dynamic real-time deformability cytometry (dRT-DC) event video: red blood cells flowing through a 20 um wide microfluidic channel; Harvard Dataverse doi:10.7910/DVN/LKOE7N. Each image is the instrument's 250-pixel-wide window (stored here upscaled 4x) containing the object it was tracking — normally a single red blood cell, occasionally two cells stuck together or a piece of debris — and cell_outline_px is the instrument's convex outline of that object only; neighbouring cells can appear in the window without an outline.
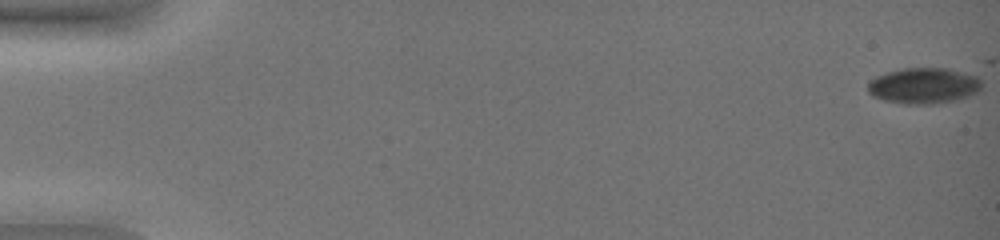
{"species": "common noctule bat (a hibernating species)", "species_latin": "Nyctalus noctula", "temperature_condition": "warm", "stored_images_in_passage": 23, "camera_frame_rate_fps": 3000, "um_per_image_px": 0.085, "animal": {"sex": "female", "body_mass_g": 19.0, "forearm_length_mm": 51.5}, "frame": {"image": 1, "passage_image": 1, "time_ms": 0.0, "image_size_px": [1000, 240], "cell_outline_px": [[980, 92], [956, 100], [932, 104], [904, 104], [884, 100], [872, 96], [868, 92], [868, 80], [876, 76], [888, 72], [904, 68], [948, 68], [980, 72]], "centroid_in_image_um": [78.6, 7.26], "position_along_channel_um": 6.4, "area_um2": 24.51}}
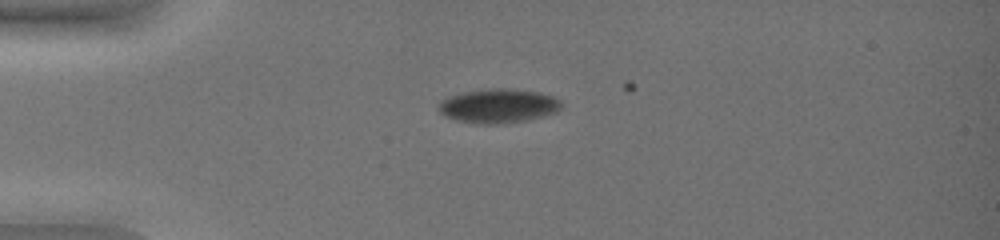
{"frame": {"image": 2, "passage_image": 16, "time_ms": 5.0, "image_size_px": [1000, 240], "cell_outline_px": [[560, 108], [556, 112], [544, 116], [528, 120], [500, 124], [476, 124], [456, 120], [444, 116], [436, 108], [440, 100], [448, 96], [464, 92], [488, 88], [508, 88], [540, 92], [552, 96], [560, 100]], "centroid_in_image_um": [42.31, 9.0], "position_along_channel_um": 42.7, "area_um2": 24.74}}
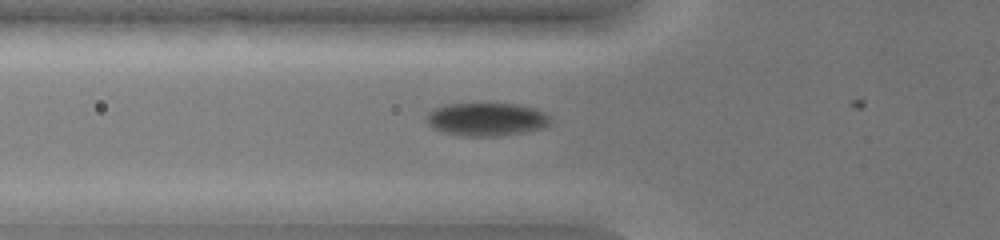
{"frame": {"image": 3, "passage_image": 22, "time_ms": 7.0, "image_size_px": [1000, 240], "cell_outline_px": [[552, 124], [548, 128], [500, 136], [464, 136], [444, 132], [432, 128], [428, 124], [424, 116], [432, 108], [444, 104], [516, 104], [536, 108], [552, 116]], "centroid_in_image_um": [41.4, 10.14], "position_along_channel_um": 84.4, "area_um2": 24.51}}